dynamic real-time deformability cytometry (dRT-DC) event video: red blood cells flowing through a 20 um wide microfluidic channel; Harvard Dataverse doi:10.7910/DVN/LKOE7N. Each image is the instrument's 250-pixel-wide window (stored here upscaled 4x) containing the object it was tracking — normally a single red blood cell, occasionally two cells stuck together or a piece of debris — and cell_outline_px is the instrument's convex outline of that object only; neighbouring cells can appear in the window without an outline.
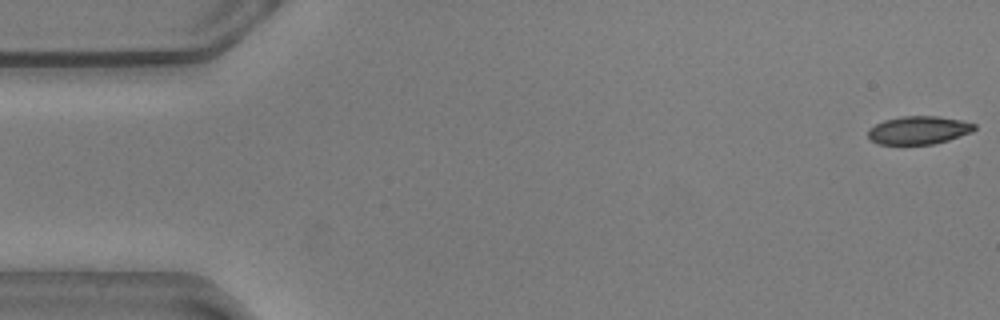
{"species": "common noctule bat (a hibernating species)", "species_latin": "Nyctalus noctula", "temperature_condition": "warm", "stored_images_in_passage": 56, "camera_frame_rate_fps": 3000, "um_per_image_px": 0.085, "animal": {"sex": "male", "body_mass_g": 20.5, "forearm_length_mm": 52.5}, "frame": {"image": 1, "passage_image": 1, "time_ms": 0.0, "image_size_px": [1000, 320], "cell_outline_px": [[976, 128], [972, 132], [948, 140], [932, 144], [876, 144], [868, 136], [868, 128], [884, 120], [900, 116], [940, 116], [960, 120], [976, 124]], "centroid_in_image_um": [78.08, 11.06], "position_along_channel_um": 6.9, "area_um2": 17.46}}
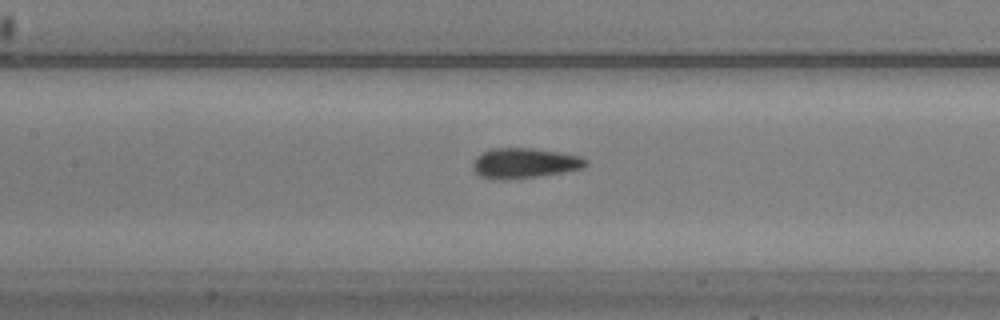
{"frame": {"image": 2, "passage_image": 25, "time_ms": 8.0, "image_size_px": [1000, 320], "cell_outline_px": [[588, 164], [584, 168], [564, 172], [536, 176], [504, 180], [480, 176], [472, 168], [472, 164], [476, 156], [492, 148], [532, 148], [560, 152], [580, 156], [588, 160]], "centroid_in_image_um": [44.6, 13.86], "position_along_channel_um": 162.8, "area_um2": 19.83}}
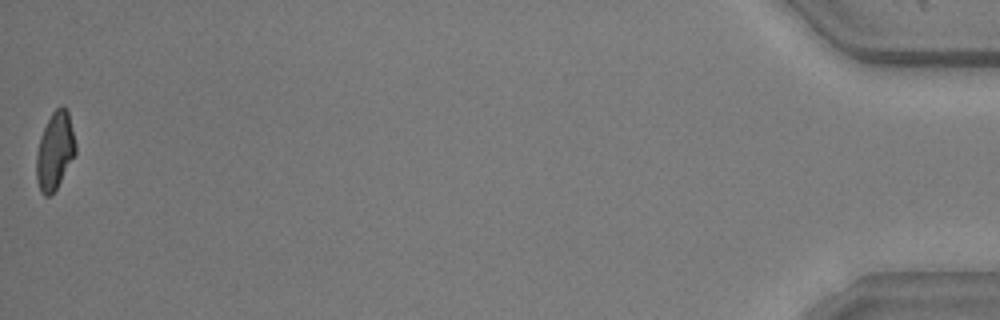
{"frame": {"image": 3, "passage_image": 56, "time_ms": 18.333, "image_size_px": [1000, 320], "cell_outline_px": [[76, 152], [56, 188], [48, 196], [44, 196], [40, 192], [36, 180], [36, 152], [40, 136], [52, 112], [56, 108], [64, 104], [68, 112], [76, 144]], "centroid_in_image_um": [4.65, 12.81], "position_along_channel_um": 430.6, "area_um2": 17.57}, "authors_computed_cell_mechanics": {"area_um2": 18.5249, "velocity_mm_per_s": 3.5866, "shape_relaxation_time_tau1_ms": 4.7346, "shape_relaxation_time_tau2_ms": 1.7491, "deformation_change_tau1": 0.1156, "deformation_change_tau2": 0.0539}}